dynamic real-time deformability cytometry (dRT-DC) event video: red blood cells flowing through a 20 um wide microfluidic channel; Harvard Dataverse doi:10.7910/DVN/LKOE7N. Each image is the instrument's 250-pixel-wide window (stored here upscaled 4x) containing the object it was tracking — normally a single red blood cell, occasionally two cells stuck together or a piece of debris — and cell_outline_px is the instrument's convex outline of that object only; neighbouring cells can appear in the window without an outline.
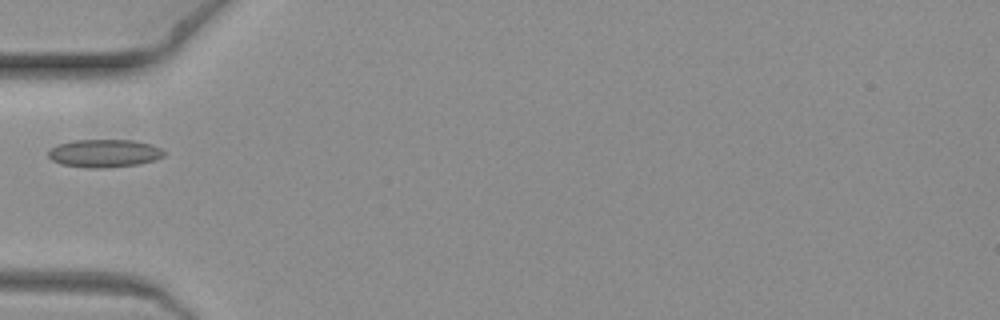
{"species": "common noctule bat (a hibernating species)", "species_latin": "Nyctalus noctula", "temperature_condition": "warm", "stored_images_in_passage": 7, "camera_frame_rate_fps": 3000, "um_per_image_px": 0.085, "animal": {"sex": "female", "body_mass_g": 19.3, "forearm_length_mm": 54.1}, "frame": {"image": 1, "passage_image": 5, "time_ms": 1.333, "image_size_px": [1000, 320], "cell_outline_px": [[168, 152], [164, 156], [152, 160], [136, 164], [104, 168], [88, 168], [60, 164], [52, 160], [48, 156], [48, 152], [52, 148], [60, 144], [72, 140], [132, 140], [148, 144], [160, 148]], "centroid_in_image_um": [8.85, 13.03], "position_along_channel_um": 76.1, "area_um2": 18.67}}
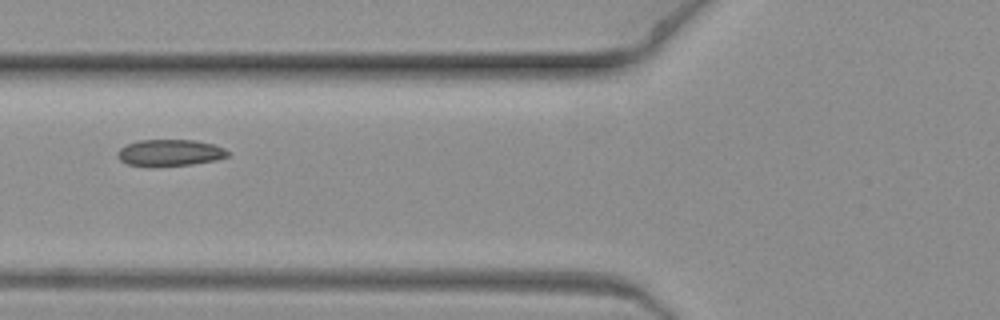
{"frame": {"image": 2, "passage_image": 6, "time_ms": 1.667, "image_size_px": [1000, 320], "cell_outline_px": [[228, 156], [216, 160], [192, 164], [148, 168], [128, 164], [120, 160], [116, 156], [120, 148], [128, 144], [140, 140], [196, 140], [212, 144], [224, 148], [228, 152]], "centroid_in_image_um": [14.4, 13.0], "position_along_channel_um": 111.4, "area_um2": 17.28}}